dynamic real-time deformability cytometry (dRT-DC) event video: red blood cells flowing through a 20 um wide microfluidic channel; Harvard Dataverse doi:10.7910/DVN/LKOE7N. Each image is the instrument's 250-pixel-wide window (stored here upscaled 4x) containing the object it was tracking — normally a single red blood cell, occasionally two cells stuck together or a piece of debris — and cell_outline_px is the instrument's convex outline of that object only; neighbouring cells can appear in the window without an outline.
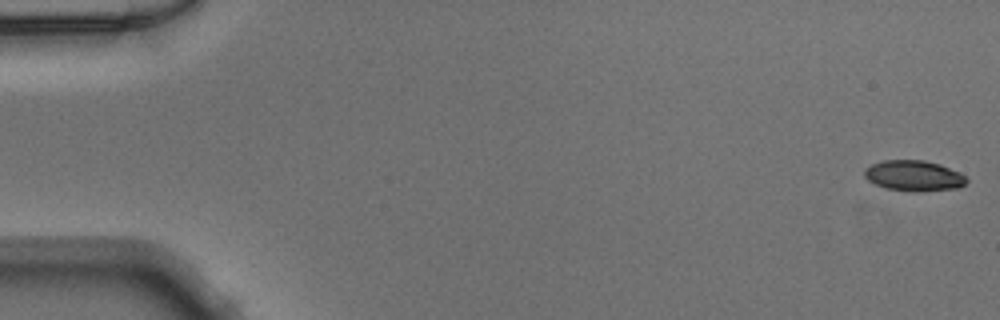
{"species": "Egyptian fruit bat (a non-hibernating species)", "species_latin": "Rousettus aegyptiacus", "temperature_condition": "warm", "stored_images_in_passage": 50, "camera_frame_rate_fps": 3000, "um_per_image_px": 0.085, "animal": {"sex": "male"}, "frame": {"image": 1, "passage_image": 1, "time_ms": 0.0, "image_size_px": [1000, 320], "cell_outline_px": [[968, 180], [960, 188], [920, 192], [916, 192], [884, 188], [868, 180], [864, 176], [864, 168], [872, 164], [884, 160], [924, 160], [940, 164], [960, 172]], "centroid_in_image_um": [77.68, 14.94], "position_along_channel_um": 7.3, "area_um2": 18.38}}
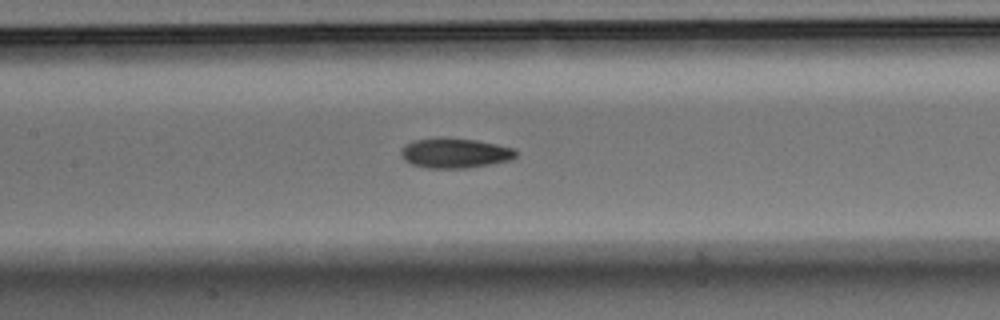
{"frame": {"image": 2, "passage_image": 24, "time_ms": 7.667, "image_size_px": [1000, 320], "cell_outline_px": [[516, 156], [512, 160], [468, 168], [424, 168], [412, 164], [404, 160], [400, 156], [400, 152], [412, 140], [440, 136], [476, 140], [516, 148]], "centroid_in_image_um": [38.67, 13.0], "position_along_channel_um": 168.7, "area_um2": 20.35}}
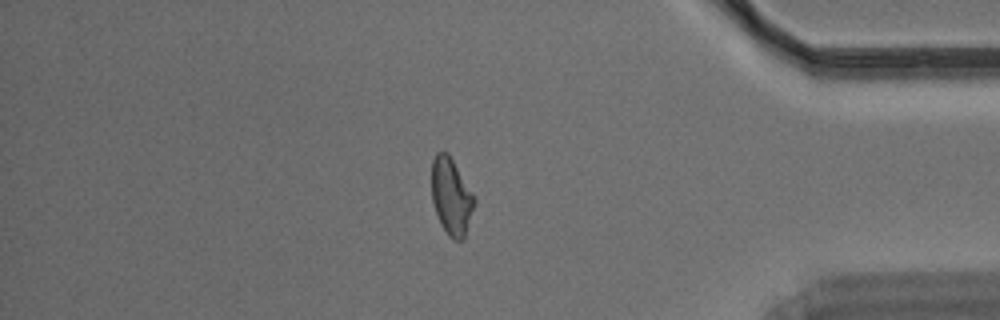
{"frame": {"image": 3, "passage_image": 43, "time_ms": 14.0, "image_size_px": [1000, 320], "cell_outline_px": [[476, 204], [464, 240], [452, 240], [448, 236], [440, 224], [432, 200], [432, 160], [436, 152], [448, 152], [472, 192], [476, 200]], "centroid_in_image_um": [38.37, 16.74], "position_along_channel_um": 396.8, "area_um2": 19.31}}